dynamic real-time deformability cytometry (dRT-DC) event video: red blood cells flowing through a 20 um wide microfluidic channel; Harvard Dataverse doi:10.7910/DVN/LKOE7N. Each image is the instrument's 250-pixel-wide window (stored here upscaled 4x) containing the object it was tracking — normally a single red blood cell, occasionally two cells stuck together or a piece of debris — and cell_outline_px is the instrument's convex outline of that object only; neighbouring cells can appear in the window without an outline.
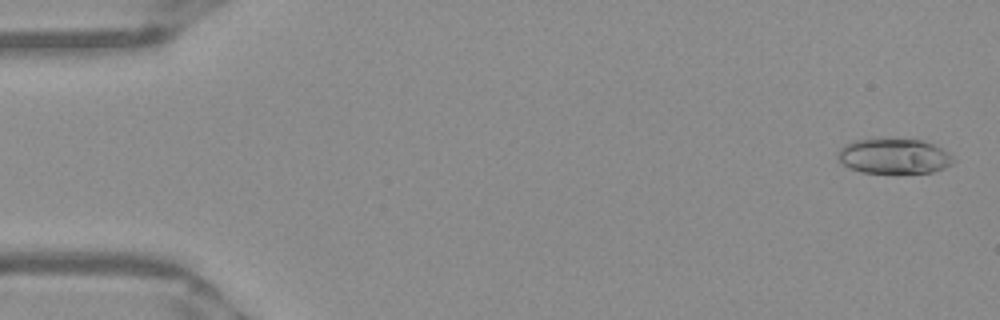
{"species": "Egyptian fruit bat (a non-hibernating species)", "species_latin": "Rousettus aegyptiacus", "temperature_condition": "warm", "stored_images_in_passage": 52, "camera_frame_rate_fps": 3000, "um_per_image_px": 0.085, "frame": {"image": 1, "passage_image": 2, "time_ms": 0.333, "image_size_px": [1000, 320], "cell_outline_px": [[956, 160], [952, 164], [944, 168], [932, 172], [860, 172], [844, 164], [836, 156], [840, 148], [844, 144], [852, 140], [872, 136], [876, 136], [924, 140], [948, 152]], "centroid_in_image_um": [75.95, 13.21], "position_along_channel_um": 9.0, "area_um2": 24.28}}
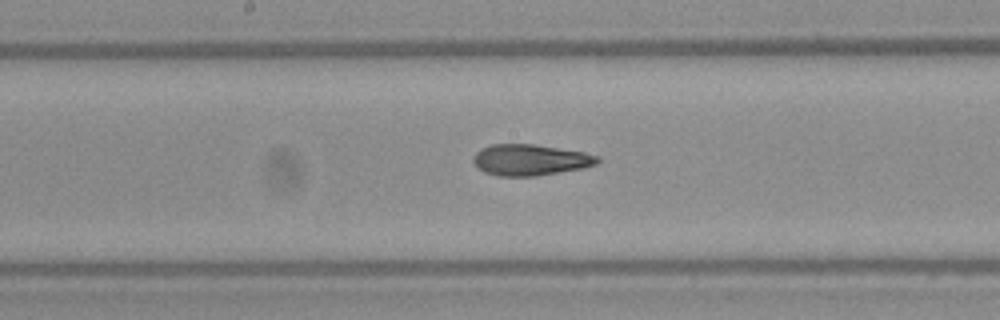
{"frame": {"image": 2, "passage_image": 27, "time_ms": 8.667, "image_size_px": [1000, 320], "cell_outline_px": [[600, 160], [596, 164], [584, 168], [536, 176], [496, 176], [484, 172], [472, 160], [476, 152], [480, 148], [492, 144], [532, 144], [584, 152], [600, 156]], "centroid_in_image_um": [45.08, 13.59], "position_along_channel_um": 203.1, "area_um2": 22.54}}
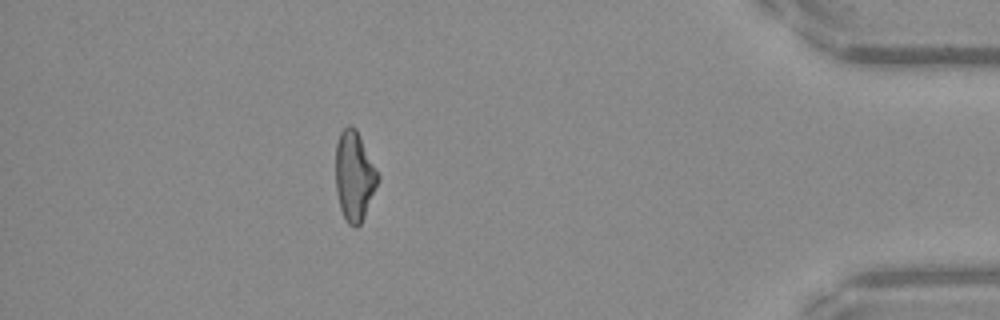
{"frame": {"image": 3, "passage_image": 46, "time_ms": 15.0, "image_size_px": [1000, 320], "cell_outline_px": [[380, 180], [364, 216], [360, 224], [356, 228], [348, 224], [340, 208], [336, 192], [336, 144], [340, 132], [348, 124], [352, 124], [356, 128], [380, 176]], "centroid_in_image_um": [30.12, 14.95], "position_along_channel_um": 405.1, "area_um2": 22.14}, "authors_computed_cell_mechanics": {"area_um2": 22.9466, "velocity_mm_per_s": 3.9578, "shape_relaxation_time_tau1_ms": null, "shape_relaxation_time_tau2_ms": 2.5777, "deformation_change_tau1": null, "deformation_change_tau2": 0.1027}}